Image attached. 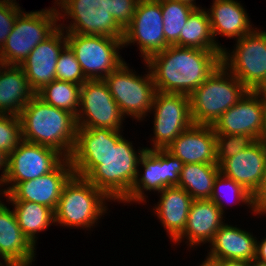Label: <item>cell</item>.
<instances>
[{
	"label": "cell",
	"mask_w": 266,
	"mask_h": 266,
	"mask_svg": "<svg viewBox=\"0 0 266 266\" xmlns=\"http://www.w3.org/2000/svg\"><path fill=\"white\" fill-rule=\"evenodd\" d=\"M262 144L266 146V95H264V118H263V128L261 134L258 138Z\"/></svg>",
	"instance_id": "41"
},
{
	"label": "cell",
	"mask_w": 266,
	"mask_h": 266,
	"mask_svg": "<svg viewBox=\"0 0 266 266\" xmlns=\"http://www.w3.org/2000/svg\"><path fill=\"white\" fill-rule=\"evenodd\" d=\"M161 5L165 41L179 47V37L194 7L172 0H158Z\"/></svg>",
	"instance_id": "32"
},
{
	"label": "cell",
	"mask_w": 266,
	"mask_h": 266,
	"mask_svg": "<svg viewBox=\"0 0 266 266\" xmlns=\"http://www.w3.org/2000/svg\"><path fill=\"white\" fill-rule=\"evenodd\" d=\"M201 264L197 266H222V260L217 261L213 260L205 255L204 261L200 262Z\"/></svg>",
	"instance_id": "43"
},
{
	"label": "cell",
	"mask_w": 266,
	"mask_h": 266,
	"mask_svg": "<svg viewBox=\"0 0 266 266\" xmlns=\"http://www.w3.org/2000/svg\"><path fill=\"white\" fill-rule=\"evenodd\" d=\"M3 61H2V58H1V54H0V68L3 66Z\"/></svg>",
	"instance_id": "48"
},
{
	"label": "cell",
	"mask_w": 266,
	"mask_h": 266,
	"mask_svg": "<svg viewBox=\"0 0 266 266\" xmlns=\"http://www.w3.org/2000/svg\"><path fill=\"white\" fill-rule=\"evenodd\" d=\"M108 202L113 203L86 178L73 174L63 186L54 211L55 226L80 228L91 233L93 227L99 226L101 219L110 213Z\"/></svg>",
	"instance_id": "4"
},
{
	"label": "cell",
	"mask_w": 266,
	"mask_h": 266,
	"mask_svg": "<svg viewBox=\"0 0 266 266\" xmlns=\"http://www.w3.org/2000/svg\"><path fill=\"white\" fill-rule=\"evenodd\" d=\"M216 160L220 165L227 158L247 149L255 140L247 134H216Z\"/></svg>",
	"instance_id": "34"
},
{
	"label": "cell",
	"mask_w": 266,
	"mask_h": 266,
	"mask_svg": "<svg viewBox=\"0 0 266 266\" xmlns=\"http://www.w3.org/2000/svg\"><path fill=\"white\" fill-rule=\"evenodd\" d=\"M179 47L222 51L215 43L206 8H197L190 15L179 37Z\"/></svg>",
	"instance_id": "29"
},
{
	"label": "cell",
	"mask_w": 266,
	"mask_h": 266,
	"mask_svg": "<svg viewBox=\"0 0 266 266\" xmlns=\"http://www.w3.org/2000/svg\"><path fill=\"white\" fill-rule=\"evenodd\" d=\"M172 1H177V2L188 4V5L192 6V7H194L195 9L202 8V6L200 4L198 5L196 3V0H172Z\"/></svg>",
	"instance_id": "44"
},
{
	"label": "cell",
	"mask_w": 266,
	"mask_h": 266,
	"mask_svg": "<svg viewBox=\"0 0 266 266\" xmlns=\"http://www.w3.org/2000/svg\"><path fill=\"white\" fill-rule=\"evenodd\" d=\"M65 35L87 80H103L126 62L120 54L123 39L71 32Z\"/></svg>",
	"instance_id": "11"
},
{
	"label": "cell",
	"mask_w": 266,
	"mask_h": 266,
	"mask_svg": "<svg viewBox=\"0 0 266 266\" xmlns=\"http://www.w3.org/2000/svg\"><path fill=\"white\" fill-rule=\"evenodd\" d=\"M248 89L221 63L189 95L191 118L196 125H213Z\"/></svg>",
	"instance_id": "5"
},
{
	"label": "cell",
	"mask_w": 266,
	"mask_h": 266,
	"mask_svg": "<svg viewBox=\"0 0 266 266\" xmlns=\"http://www.w3.org/2000/svg\"><path fill=\"white\" fill-rule=\"evenodd\" d=\"M22 11L18 2L0 0V49L12 31L17 16Z\"/></svg>",
	"instance_id": "37"
},
{
	"label": "cell",
	"mask_w": 266,
	"mask_h": 266,
	"mask_svg": "<svg viewBox=\"0 0 266 266\" xmlns=\"http://www.w3.org/2000/svg\"><path fill=\"white\" fill-rule=\"evenodd\" d=\"M56 79L78 85H83L87 81L74 52L68 45L59 54L56 63Z\"/></svg>",
	"instance_id": "33"
},
{
	"label": "cell",
	"mask_w": 266,
	"mask_h": 266,
	"mask_svg": "<svg viewBox=\"0 0 266 266\" xmlns=\"http://www.w3.org/2000/svg\"><path fill=\"white\" fill-rule=\"evenodd\" d=\"M124 130L77 128L75 146L69 157L75 175L86 178L113 203L129 194L145 146H133ZM137 150V151H136Z\"/></svg>",
	"instance_id": "1"
},
{
	"label": "cell",
	"mask_w": 266,
	"mask_h": 266,
	"mask_svg": "<svg viewBox=\"0 0 266 266\" xmlns=\"http://www.w3.org/2000/svg\"><path fill=\"white\" fill-rule=\"evenodd\" d=\"M261 92H262L264 95H266V85H265V87L261 90Z\"/></svg>",
	"instance_id": "47"
},
{
	"label": "cell",
	"mask_w": 266,
	"mask_h": 266,
	"mask_svg": "<svg viewBox=\"0 0 266 266\" xmlns=\"http://www.w3.org/2000/svg\"><path fill=\"white\" fill-rule=\"evenodd\" d=\"M244 6L238 0H212L207 8L212 37L221 50L225 47L216 39L218 35L235 41L256 27Z\"/></svg>",
	"instance_id": "22"
},
{
	"label": "cell",
	"mask_w": 266,
	"mask_h": 266,
	"mask_svg": "<svg viewBox=\"0 0 266 266\" xmlns=\"http://www.w3.org/2000/svg\"><path fill=\"white\" fill-rule=\"evenodd\" d=\"M216 133L211 125L193 124L166 148L184 164H217Z\"/></svg>",
	"instance_id": "23"
},
{
	"label": "cell",
	"mask_w": 266,
	"mask_h": 266,
	"mask_svg": "<svg viewBox=\"0 0 266 266\" xmlns=\"http://www.w3.org/2000/svg\"><path fill=\"white\" fill-rule=\"evenodd\" d=\"M2 199L0 198V259L10 266H33L37 248L23 234L11 205L9 208Z\"/></svg>",
	"instance_id": "20"
},
{
	"label": "cell",
	"mask_w": 266,
	"mask_h": 266,
	"mask_svg": "<svg viewBox=\"0 0 266 266\" xmlns=\"http://www.w3.org/2000/svg\"><path fill=\"white\" fill-rule=\"evenodd\" d=\"M264 118V94L248 90L212 125L216 134H247L258 140Z\"/></svg>",
	"instance_id": "17"
},
{
	"label": "cell",
	"mask_w": 266,
	"mask_h": 266,
	"mask_svg": "<svg viewBox=\"0 0 266 266\" xmlns=\"http://www.w3.org/2000/svg\"><path fill=\"white\" fill-rule=\"evenodd\" d=\"M65 158L52 147L22 140L8 155L7 173L0 185L1 194H7L17 183L36 179L53 171Z\"/></svg>",
	"instance_id": "13"
},
{
	"label": "cell",
	"mask_w": 266,
	"mask_h": 266,
	"mask_svg": "<svg viewBox=\"0 0 266 266\" xmlns=\"http://www.w3.org/2000/svg\"><path fill=\"white\" fill-rule=\"evenodd\" d=\"M250 266H266V263L253 259L252 261H250Z\"/></svg>",
	"instance_id": "45"
},
{
	"label": "cell",
	"mask_w": 266,
	"mask_h": 266,
	"mask_svg": "<svg viewBox=\"0 0 266 266\" xmlns=\"http://www.w3.org/2000/svg\"><path fill=\"white\" fill-rule=\"evenodd\" d=\"M149 114H153V136L147 150L166 149L173 140L193 125L189 95L157 91Z\"/></svg>",
	"instance_id": "12"
},
{
	"label": "cell",
	"mask_w": 266,
	"mask_h": 266,
	"mask_svg": "<svg viewBox=\"0 0 266 266\" xmlns=\"http://www.w3.org/2000/svg\"><path fill=\"white\" fill-rule=\"evenodd\" d=\"M142 63L145 66L143 75L138 74L135 68H130V65L124 62L116 71L103 79L123 115L132 118V121L136 120V123L147 121L146 118L150 117L149 112L157 92L147 63L145 61Z\"/></svg>",
	"instance_id": "6"
},
{
	"label": "cell",
	"mask_w": 266,
	"mask_h": 266,
	"mask_svg": "<svg viewBox=\"0 0 266 266\" xmlns=\"http://www.w3.org/2000/svg\"><path fill=\"white\" fill-rule=\"evenodd\" d=\"M252 202L257 213L266 215V168L260 187L252 195Z\"/></svg>",
	"instance_id": "38"
},
{
	"label": "cell",
	"mask_w": 266,
	"mask_h": 266,
	"mask_svg": "<svg viewBox=\"0 0 266 266\" xmlns=\"http://www.w3.org/2000/svg\"><path fill=\"white\" fill-rule=\"evenodd\" d=\"M66 45L65 31L59 27L49 38L39 43L20 65L35 93L56 80V63Z\"/></svg>",
	"instance_id": "19"
},
{
	"label": "cell",
	"mask_w": 266,
	"mask_h": 266,
	"mask_svg": "<svg viewBox=\"0 0 266 266\" xmlns=\"http://www.w3.org/2000/svg\"><path fill=\"white\" fill-rule=\"evenodd\" d=\"M220 173L241 184L250 194L260 187L266 168V146L256 140L247 149L224 160Z\"/></svg>",
	"instance_id": "21"
},
{
	"label": "cell",
	"mask_w": 266,
	"mask_h": 266,
	"mask_svg": "<svg viewBox=\"0 0 266 266\" xmlns=\"http://www.w3.org/2000/svg\"><path fill=\"white\" fill-rule=\"evenodd\" d=\"M22 141L18 115L0 114V149L10 154Z\"/></svg>",
	"instance_id": "35"
},
{
	"label": "cell",
	"mask_w": 266,
	"mask_h": 266,
	"mask_svg": "<svg viewBox=\"0 0 266 266\" xmlns=\"http://www.w3.org/2000/svg\"><path fill=\"white\" fill-rule=\"evenodd\" d=\"M35 95L20 65L0 68V114L19 115Z\"/></svg>",
	"instance_id": "26"
},
{
	"label": "cell",
	"mask_w": 266,
	"mask_h": 266,
	"mask_svg": "<svg viewBox=\"0 0 266 266\" xmlns=\"http://www.w3.org/2000/svg\"><path fill=\"white\" fill-rule=\"evenodd\" d=\"M126 118L104 80H87L81 85L78 128L123 130Z\"/></svg>",
	"instance_id": "14"
},
{
	"label": "cell",
	"mask_w": 266,
	"mask_h": 266,
	"mask_svg": "<svg viewBox=\"0 0 266 266\" xmlns=\"http://www.w3.org/2000/svg\"><path fill=\"white\" fill-rule=\"evenodd\" d=\"M161 5L158 0H140L132 23L124 30L123 50L137 46L139 56L147 61L169 46L165 41Z\"/></svg>",
	"instance_id": "15"
},
{
	"label": "cell",
	"mask_w": 266,
	"mask_h": 266,
	"mask_svg": "<svg viewBox=\"0 0 266 266\" xmlns=\"http://www.w3.org/2000/svg\"><path fill=\"white\" fill-rule=\"evenodd\" d=\"M81 85L54 80L39 90L36 95L45 103L64 109L77 116L80 106Z\"/></svg>",
	"instance_id": "31"
},
{
	"label": "cell",
	"mask_w": 266,
	"mask_h": 266,
	"mask_svg": "<svg viewBox=\"0 0 266 266\" xmlns=\"http://www.w3.org/2000/svg\"><path fill=\"white\" fill-rule=\"evenodd\" d=\"M159 199L150 208L152 215L166 230L172 244L185 230L193 198L178 186L166 187L157 193ZM154 213V214H153Z\"/></svg>",
	"instance_id": "24"
},
{
	"label": "cell",
	"mask_w": 266,
	"mask_h": 266,
	"mask_svg": "<svg viewBox=\"0 0 266 266\" xmlns=\"http://www.w3.org/2000/svg\"><path fill=\"white\" fill-rule=\"evenodd\" d=\"M8 168V154L0 149V185L2 184Z\"/></svg>",
	"instance_id": "40"
},
{
	"label": "cell",
	"mask_w": 266,
	"mask_h": 266,
	"mask_svg": "<svg viewBox=\"0 0 266 266\" xmlns=\"http://www.w3.org/2000/svg\"><path fill=\"white\" fill-rule=\"evenodd\" d=\"M74 174L69 158H65L53 171L36 179L17 183L5 201H29L45 205L55 211L65 183Z\"/></svg>",
	"instance_id": "16"
},
{
	"label": "cell",
	"mask_w": 266,
	"mask_h": 266,
	"mask_svg": "<svg viewBox=\"0 0 266 266\" xmlns=\"http://www.w3.org/2000/svg\"><path fill=\"white\" fill-rule=\"evenodd\" d=\"M221 56L222 51L169 45L146 63L156 91L190 95L221 64Z\"/></svg>",
	"instance_id": "2"
},
{
	"label": "cell",
	"mask_w": 266,
	"mask_h": 266,
	"mask_svg": "<svg viewBox=\"0 0 266 266\" xmlns=\"http://www.w3.org/2000/svg\"><path fill=\"white\" fill-rule=\"evenodd\" d=\"M219 173L218 164H184L178 187L183 188L194 200L210 199Z\"/></svg>",
	"instance_id": "28"
},
{
	"label": "cell",
	"mask_w": 266,
	"mask_h": 266,
	"mask_svg": "<svg viewBox=\"0 0 266 266\" xmlns=\"http://www.w3.org/2000/svg\"><path fill=\"white\" fill-rule=\"evenodd\" d=\"M226 216L211 199L193 200L184 232L172 243H185L189 250L209 244L215 233L225 223ZM193 248V249H192Z\"/></svg>",
	"instance_id": "18"
},
{
	"label": "cell",
	"mask_w": 266,
	"mask_h": 266,
	"mask_svg": "<svg viewBox=\"0 0 266 266\" xmlns=\"http://www.w3.org/2000/svg\"><path fill=\"white\" fill-rule=\"evenodd\" d=\"M225 214L228 205L235 206L238 204L241 207H248L249 213L257 218L264 217V214H259L255 211L252 194H250L241 184L237 183L233 179L227 178L221 173L215 178L213 193L210 198ZM226 202V203H225ZM232 202V203H231ZM235 204V205H234ZM259 216V217H258Z\"/></svg>",
	"instance_id": "30"
},
{
	"label": "cell",
	"mask_w": 266,
	"mask_h": 266,
	"mask_svg": "<svg viewBox=\"0 0 266 266\" xmlns=\"http://www.w3.org/2000/svg\"><path fill=\"white\" fill-rule=\"evenodd\" d=\"M0 266H10L6 261L0 259Z\"/></svg>",
	"instance_id": "46"
},
{
	"label": "cell",
	"mask_w": 266,
	"mask_h": 266,
	"mask_svg": "<svg viewBox=\"0 0 266 266\" xmlns=\"http://www.w3.org/2000/svg\"><path fill=\"white\" fill-rule=\"evenodd\" d=\"M140 0H106L107 11L125 30L131 23Z\"/></svg>",
	"instance_id": "36"
},
{
	"label": "cell",
	"mask_w": 266,
	"mask_h": 266,
	"mask_svg": "<svg viewBox=\"0 0 266 266\" xmlns=\"http://www.w3.org/2000/svg\"><path fill=\"white\" fill-rule=\"evenodd\" d=\"M53 2L58 12L59 27L65 32L123 39L124 30L108 13L106 0H54Z\"/></svg>",
	"instance_id": "10"
},
{
	"label": "cell",
	"mask_w": 266,
	"mask_h": 266,
	"mask_svg": "<svg viewBox=\"0 0 266 266\" xmlns=\"http://www.w3.org/2000/svg\"><path fill=\"white\" fill-rule=\"evenodd\" d=\"M22 140L52 147L69 158L77 135L76 116L35 95L18 115Z\"/></svg>",
	"instance_id": "3"
},
{
	"label": "cell",
	"mask_w": 266,
	"mask_h": 266,
	"mask_svg": "<svg viewBox=\"0 0 266 266\" xmlns=\"http://www.w3.org/2000/svg\"><path fill=\"white\" fill-rule=\"evenodd\" d=\"M257 261L266 263V234L263 238L259 237L256 239V256Z\"/></svg>",
	"instance_id": "39"
},
{
	"label": "cell",
	"mask_w": 266,
	"mask_h": 266,
	"mask_svg": "<svg viewBox=\"0 0 266 266\" xmlns=\"http://www.w3.org/2000/svg\"><path fill=\"white\" fill-rule=\"evenodd\" d=\"M12 205L19 227L28 240L37 248L42 231L55 225L54 211L42 204L29 201H6Z\"/></svg>",
	"instance_id": "27"
},
{
	"label": "cell",
	"mask_w": 266,
	"mask_h": 266,
	"mask_svg": "<svg viewBox=\"0 0 266 266\" xmlns=\"http://www.w3.org/2000/svg\"><path fill=\"white\" fill-rule=\"evenodd\" d=\"M222 266H250L246 260H222Z\"/></svg>",
	"instance_id": "42"
},
{
	"label": "cell",
	"mask_w": 266,
	"mask_h": 266,
	"mask_svg": "<svg viewBox=\"0 0 266 266\" xmlns=\"http://www.w3.org/2000/svg\"><path fill=\"white\" fill-rule=\"evenodd\" d=\"M35 11H22L0 49L4 65H21L30 52L49 38L58 28V12L54 5Z\"/></svg>",
	"instance_id": "7"
},
{
	"label": "cell",
	"mask_w": 266,
	"mask_h": 266,
	"mask_svg": "<svg viewBox=\"0 0 266 266\" xmlns=\"http://www.w3.org/2000/svg\"><path fill=\"white\" fill-rule=\"evenodd\" d=\"M183 166L184 163L166 149H146L140 156L135 182L129 194L120 203L125 206L147 205V193L156 194L166 187L178 186Z\"/></svg>",
	"instance_id": "9"
},
{
	"label": "cell",
	"mask_w": 266,
	"mask_h": 266,
	"mask_svg": "<svg viewBox=\"0 0 266 266\" xmlns=\"http://www.w3.org/2000/svg\"><path fill=\"white\" fill-rule=\"evenodd\" d=\"M255 27L222 50L221 63L248 89L261 91L266 85V30Z\"/></svg>",
	"instance_id": "8"
},
{
	"label": "cell",
	"mask_w": 266,
	"mask_h": 266,
	"mask_svg": "<svg viewBox=\"0 0 266 266\" xmlns=\"http://www.w3.org/2000/svg\"><path fill=\"white\" fill-rule=\"evenodd\" d=\"M238 225L224 223L215 233L206 248L205 254L213 260H246L252 261L256 256V239L253 232L237 227ZM248 230V231H247ZM250 231V232H249Z\"/></svg>",
	"instance_id": "25"
}]
</instances>
